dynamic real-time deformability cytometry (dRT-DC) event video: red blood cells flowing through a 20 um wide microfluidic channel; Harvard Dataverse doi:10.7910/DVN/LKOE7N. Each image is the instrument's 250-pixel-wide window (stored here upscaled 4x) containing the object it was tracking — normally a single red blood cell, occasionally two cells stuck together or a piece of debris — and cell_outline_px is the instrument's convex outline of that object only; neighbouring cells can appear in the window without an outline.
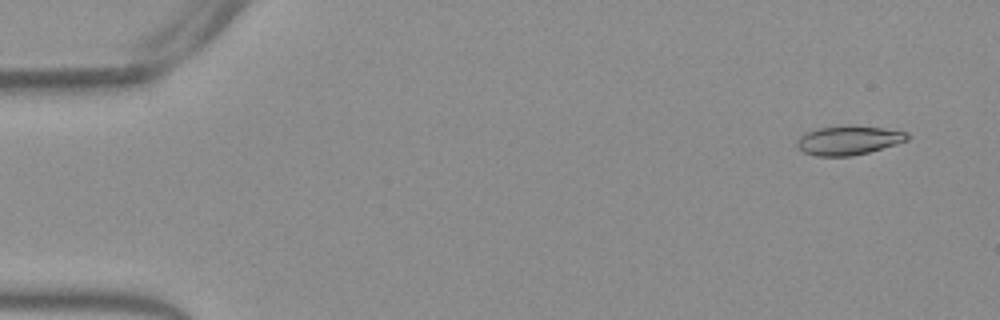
{"species": "Egyptian fruit bat (a non-hibernating species)", "species_latin": "Rousettus aegyptiacus", "temperature_condition": "warm", "stored_images_in_passage": 50, "camera_frame_rate_fps": 3000, "um_per_image_px": 0.085, "frame": {"image": 1, "passage_image": 1, "time_ms": 0.0, "image_size_px": [1000, 320], "cell_outline_px": [[912, 136], [908, 140], [896, 144], [868, 152], [852, 156], [816, 156], [804, 152], [796, 144], [796, 140], [800, 136], [808, 132], [820, 128], [852, 124], [884, 128], [908, 132]], "centroid_in_image_um": [72.17, 11.91], "position_along_channel_um": 12.8, "area_um2": 18.84}}
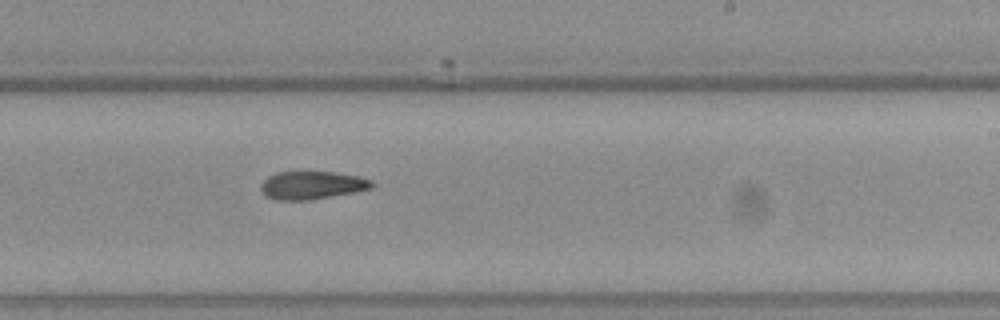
{"frame": {"image": 2, "passage_image": 30, "time_ms": 9.667, "image_size_px": [1000, 320], "cell_outline_px": [[376, 184], [372, 188], [312, 200], [276, 200], [268, 196], [260, 188], [260, 184], [268, 176], [276, 172], [300, 168], [304, 168], [360, 176], [372, 180]], "centroid_in_image_um": [26.5, 15.68], "position_along_channel_um": 262.5, "area_um2": 18.96}}
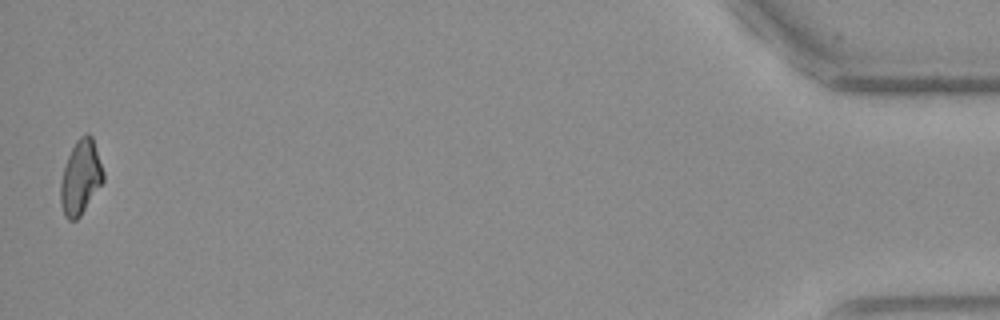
{"frame": {"image": 3, "passage_image": 50, "time_ms": 16.333, "image_size_px": [1000, 320], "cell_outline_px": [[104, 180], [80, 216], [76, 220], [68, 220], [64, 216], [60, 204], [60, 180], [68, 156], [76, 140], [80, 136], [88, 132], [92, 136], [104, 172]], "centroid_in_image_um": [6.84, 15.08], "position_along_channel_um": 428.4, "area_um2": 18.5}, "authors_computed_cell_mechanics": {"area_um2": 18.7272, "velocity_mm_per_s": 3.8636, "shape_relaxation_time_tau1_ms": 9.1428, "shape_relaxation_time_tau2_ms": null, "deformation_change_tau1": 0.2128, "deformation_change_tau2": null}}